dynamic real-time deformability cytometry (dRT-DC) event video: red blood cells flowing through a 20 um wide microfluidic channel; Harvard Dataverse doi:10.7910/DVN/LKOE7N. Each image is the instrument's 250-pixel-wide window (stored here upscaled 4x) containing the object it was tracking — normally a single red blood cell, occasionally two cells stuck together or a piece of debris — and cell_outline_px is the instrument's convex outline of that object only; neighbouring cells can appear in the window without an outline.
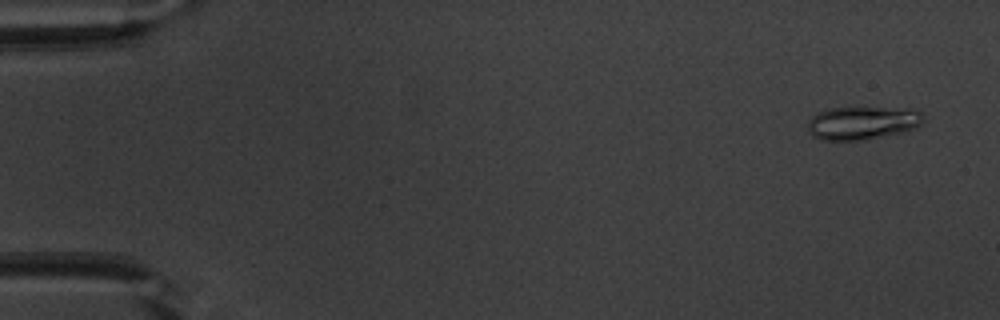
{"species": "common noctule bat (a hibernating species)", "species_latin": "Nyctalus noctula", "temperature_condition": "warm", "stored_images_in_passage": 51, "camera_frame_rate_fps": 3000, "um_per_image_px": 0.085, "animal": {"sex": "male", "body_mass_g": 20.1, "forearm_length_mm": 53.5}, "frame": {"image": 1, "passage_image": 3, "time_ms": 0.667, "image_size_px": [1000, 320], "cell_outline_px": [[924, 120], [916, 128], [900, 132], [864, 140], [824, 140], [812, 136], [808, 128], [808, 120], [816, 112], [828, 108], [912, 108], [920, 112], [924, 116]], "centroid_in_image_um": [73.29, 10.44], "position_along_channel_um": 11.7, "area_um2": 22.37}}
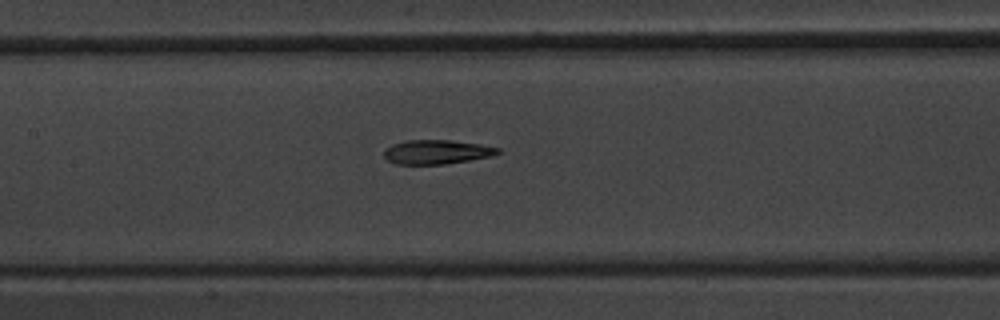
{"frame": {"image": 2, "passage_image": 25, "time_ms": 8.0, "image_size_px": [1000, 320], "cell_outline_px": [[500, 152], [488, 156], [468, 160], [444, 164], [396, 164], [388, 160], [384, 156], [384, 148], [392, 144], [408, 140], [448, 140], [480, 144], [500, 148]], "centroid_in_image_um": [37.06, 12.91], "position_along_channel_um": 170.3, "area_um2": 15.84}}
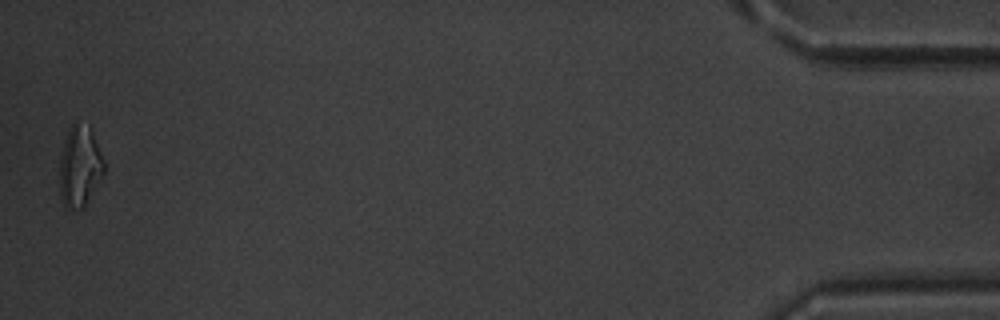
{"frame": {"image": 3, "passage_image": 51, "time_ms": 16.667, "image_size_px": [1000, 320], "cell_outline_px": [[104, 172], [84, 208], [64, 208], [60, 196], [60, 152], [68, 128], [72, 124], [76, 124], [92, 128], [104, 160]], "centroid_in_image_um": [6.77, 14.15], "position_along_channel_um": 428.4, "area_um2": 20.98}, "authors_computed_cell_mechanics": {"area_um2": 17.2244, "velocity_mm_per_s": 3.9835, "shape_relaxation_time_tau1_ms": 4.8365, "shape_relaxation_time_tau2_ms": 3.0426, "deformation_change_tau1": 0.1896, "deformation_change_tau2": 0.1348}}